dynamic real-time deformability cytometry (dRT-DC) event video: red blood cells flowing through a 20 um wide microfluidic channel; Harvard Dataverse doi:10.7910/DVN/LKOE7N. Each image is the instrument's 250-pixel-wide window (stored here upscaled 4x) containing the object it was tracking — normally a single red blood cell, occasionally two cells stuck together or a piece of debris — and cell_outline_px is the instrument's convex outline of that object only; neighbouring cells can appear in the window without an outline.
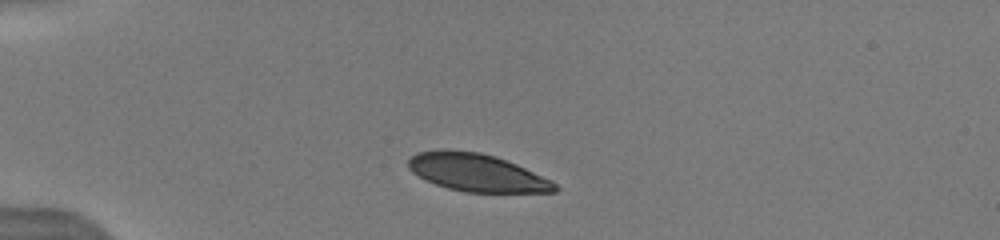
{"species": "human", "species_latin": "Homo sapiens", "temperature_condition": "warm", "stored_images_in_passage": 15, "camera_frame_rate_fps": 3000, "um_per_image_px": 0.085, "donor": {"sex": "male"}, "frame": {"image": 1, "passage_image": 1, "time_ms": 0.0, "image_size_px": [1000, 240], "cell_outline_px": [[560, 188], [556, 192], [464, 192], [448, 188], [436, 184], [412, 172], [408, 168], [408, 160], [416, 152], [440, 148], [480, 152], [496, 156], [516, 164], [552, 180]], "centroid_in_image_um": [40.53, 14.65], "position_along_channel_um": 44.5, "area_um2": 32.31}}